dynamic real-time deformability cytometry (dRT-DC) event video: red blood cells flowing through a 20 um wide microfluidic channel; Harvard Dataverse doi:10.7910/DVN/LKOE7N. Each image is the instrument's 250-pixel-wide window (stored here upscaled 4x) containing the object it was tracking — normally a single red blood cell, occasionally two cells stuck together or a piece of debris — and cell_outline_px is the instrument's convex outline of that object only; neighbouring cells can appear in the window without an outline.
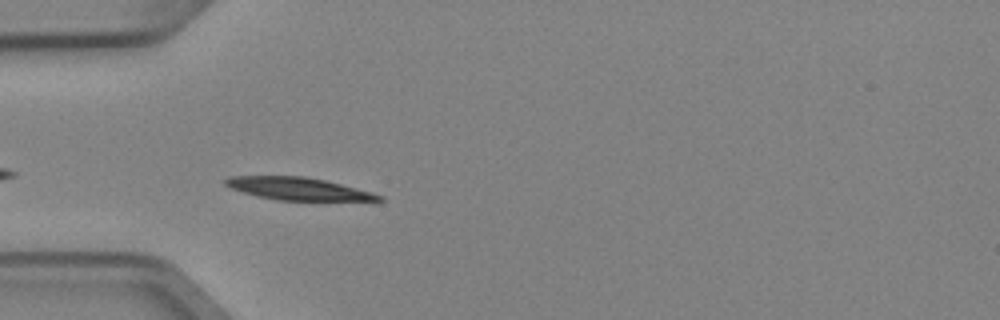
{"species": "Egyptian fruit bat (a non-hibernating species)", "species_latin": "Rousettus aegyptiacus", "temperature_condition": "cold", "stored_images_in_passage": 4, "camera_frame_rate_fps": 3000, "um_per_image_px": 0.085, "animal": {"sex": "female"}, "frame": {"image": 1, "passage_image": 3, "time_ms": 0.667, "image_size_px": [1000, 320], "cell_outline_px": [[384, 200], [276, 200], [244, 192], [232, 188], [224, 184], [224, 180], [228, 176], [304, 176], [324, 180], [372, 192], [384, 196]], "centroid_in_image_um": [25.33, 16.03], "position_along_channel_um": 59.7, "area_um2": 19.77}}
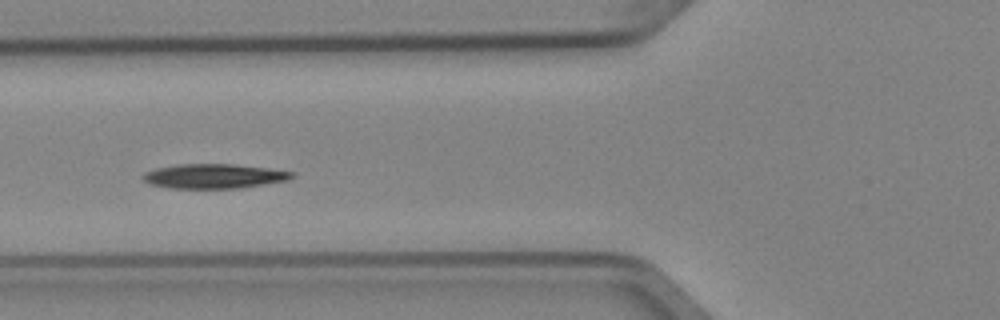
{"frame": {"image": 2, "passage_image": 4, "time_ms": 1.0, "image_size_px": [1000, 320], "cell_outline_px": [[296, 176], [288, 180], [240, 188], [168, 188], [152, 184], [144, 180], [144, 172], [156, 168], [176, 164], [236, 164], [268, 168], [296, 172]], "centroid_in_image_um": [18.24, 14.96], "position_along_channel_um": 107.6, "area_um2": 21.33}}